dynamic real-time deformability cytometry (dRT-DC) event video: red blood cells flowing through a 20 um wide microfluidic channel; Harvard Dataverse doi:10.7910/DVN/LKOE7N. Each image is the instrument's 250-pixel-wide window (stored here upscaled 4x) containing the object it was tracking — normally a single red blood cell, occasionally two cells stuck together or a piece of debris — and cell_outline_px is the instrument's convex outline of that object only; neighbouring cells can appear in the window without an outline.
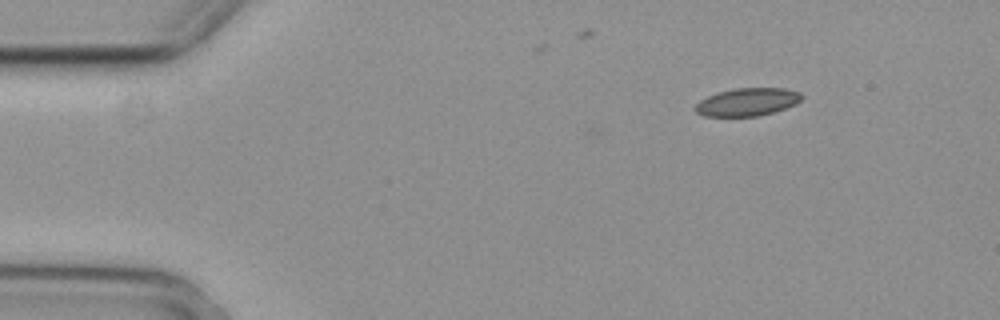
{"species": "common noctule bat (a hibernating species)", "species_latin": "Nyctalus noctula", "temperature_condition": "cold", "stored_images_in_passage": 5, "camera_frame_rate_fps": 3000, "um_per_image_px": 0.085, "animal": {"sex": "female", "body_mass_g": 29.2, "forearm_length_mm": 56.3}, "frame": {"image": 1, "passage_image": 2, "time_ms": 0.333, "image_size_px": [1000, 320], "cell_outline_px": [[804, 96], [796, 104], [772, 112], [756, 116], [704, 116], [696, 112], [692, 108], [700, 100], [708, 96], [720, 92], [736, 88], [784, 88], [800, 92]], "centroid_in_image_um": [63.51, 8.66], "position_along_channel_um": 21.5, "area_um2": 17.17}}